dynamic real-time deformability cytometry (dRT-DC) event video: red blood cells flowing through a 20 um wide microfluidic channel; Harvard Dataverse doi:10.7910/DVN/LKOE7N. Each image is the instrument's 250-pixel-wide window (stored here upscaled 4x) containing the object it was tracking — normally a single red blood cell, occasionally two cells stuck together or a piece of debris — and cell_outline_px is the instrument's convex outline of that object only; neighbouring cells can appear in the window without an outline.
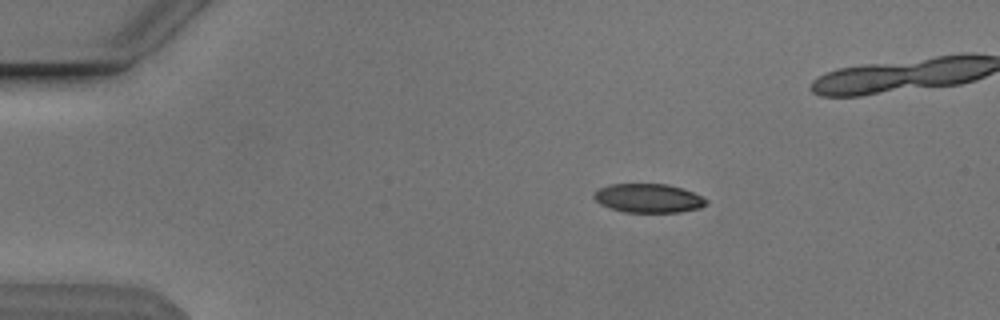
{"species": "Egyptian fruit bat (a non-hibernating species)", "species_latin": "Rousettus aegyptiacus", "temperature_condition": "cold", "stored_images_in_passage": 9, "camera_frame_rate_fps": 3000, "um_per_image_px": 0.085, "animal": {"sex": "male"}, "frame": {"image": 1, "passage_image": 1, "time_ms": 0.0, "image_size_px": [1000, 320], "cell_outline_px": [[708, 204], [700, 208], [680, 212], [624, 212], [600, 204], [592, 196], [592, 192], [608, 184], [664, 184], [680, 188], [692, 192], [708, 200]], "centroid_in_image_um": [55.09, 16.85], "position_along_channel_um": 29.9, "area_um2": 18.84}}